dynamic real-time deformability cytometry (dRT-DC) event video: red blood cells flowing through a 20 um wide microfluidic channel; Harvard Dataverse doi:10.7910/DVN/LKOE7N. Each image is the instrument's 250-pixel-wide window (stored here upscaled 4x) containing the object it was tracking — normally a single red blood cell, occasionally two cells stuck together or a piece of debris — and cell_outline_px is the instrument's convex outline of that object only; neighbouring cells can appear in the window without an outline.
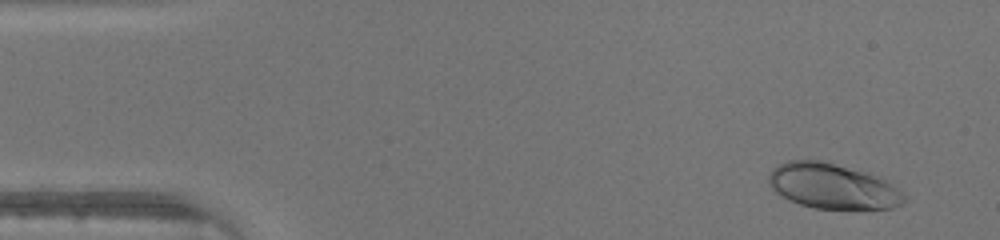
{"species": "human", "species_latin": "Homo sapiens", "temperature_condition": "warm", "stored_images_in_passage": 12, "camera_frame_rate_fps": 3000, "um_per_image_px": 0.085, "donor": {"sex": "male"}, "frame": {"image": 1, "passage_image": 3, "time_ms": 0.667, "image_size_px": [1000, 240], "cell_outline_px": [[908, 200], [892, 208], [812, 208], [788, 200], [780, 196], [768, 184], [768, 172], [772, 168], [788, 160], [820, 160], [864, 172], [876, 176], [884, 180], [908, 196]], "centroid_in_image_um": [70.72, 15.83], "position_along_channel_um": 14.3, "area_um2": 35.49}}